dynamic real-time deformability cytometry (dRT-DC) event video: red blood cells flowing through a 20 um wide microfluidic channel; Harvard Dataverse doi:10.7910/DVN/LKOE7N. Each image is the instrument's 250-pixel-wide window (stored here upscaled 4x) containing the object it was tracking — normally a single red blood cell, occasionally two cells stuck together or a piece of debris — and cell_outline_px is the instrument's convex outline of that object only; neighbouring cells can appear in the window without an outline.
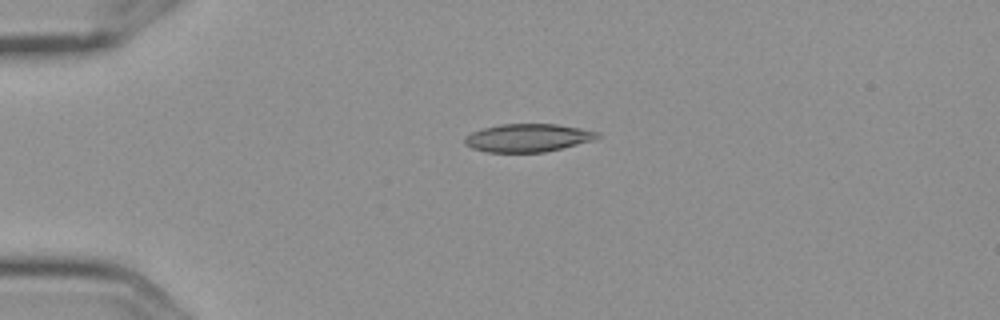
{"species": "Egyptian fruit bat (a non-hibernating species)", "species_latin": "Rousettus aegyptiacus", "temperature_condition": "cold", "stored_images_in_passage": 2, "camera_frame_rate_fps": 3000, "um_per_image_px": 0.085, "frame": {"image": 1, "passage_image": 1, "time_ms": 0.0, "image_size_px": [1000, 320], "cell_outline_px": [[600, 136], [596, 140], [544, 152], [488, 152], [472, 148], [464, 144], [464, 136], [472, 132], [484, 128], [500, 124], [556, 124], [580, 128], [600, 132]], "centroid_in_image_um": [44.88, 11.71], "position_along_channel_um": 40.1, "area_um2": 21.73}}